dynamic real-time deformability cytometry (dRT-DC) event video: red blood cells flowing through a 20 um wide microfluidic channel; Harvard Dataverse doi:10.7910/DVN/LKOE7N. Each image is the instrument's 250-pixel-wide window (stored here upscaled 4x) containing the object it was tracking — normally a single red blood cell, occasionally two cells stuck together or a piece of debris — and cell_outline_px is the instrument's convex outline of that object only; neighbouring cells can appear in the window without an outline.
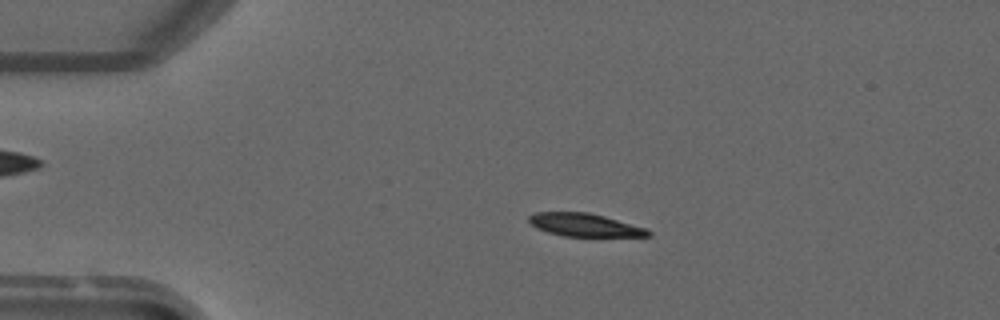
{"species": "common noctule bat (a hibernating species)", "species_latin": "Nyctalus noctula", "temperature_condition": "warm", "stored_images_in_passage": 2, "camera_frame_rate_fps": 3000, "um_per_image_px": 0.085, "animal": {"sex": "male", "forearm_length_mm": 52.5}, "frame": {"image": 1, "passage_image": 1, "time_ms": 0.0, "image_size_px": [1000, 320], "cell_outline_px": [[652, 236], [564, 236], [548, 232], [536, 228], [528, 220], [528, 216], [536, 212], [588, 212], [604, 216], [648, 228], [652, 232]], "centroid_in_image_um": [49.72, 19.12], "position_along_channel_um": 35.3, "area_um2": 16.01}}